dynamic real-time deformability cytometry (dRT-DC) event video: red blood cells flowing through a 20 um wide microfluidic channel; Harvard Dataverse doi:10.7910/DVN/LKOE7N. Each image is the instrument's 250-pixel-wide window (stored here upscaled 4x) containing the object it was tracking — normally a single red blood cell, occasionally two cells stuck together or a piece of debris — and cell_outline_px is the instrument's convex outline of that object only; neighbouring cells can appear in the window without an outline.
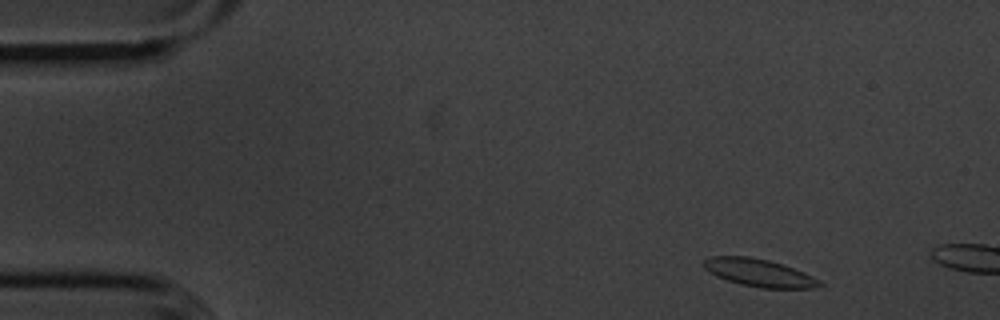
{"species": "common noctule bat (a hibernating species)", "species_latin": "Nyctalus noctula", "temperature_condition": "cold", "stored_images_in_passage": 7, "camera_frame_rate_fps": 3000, "um_per_image_px": 0.085, "animal": {"sex": "male", "body_mass_g": 20.1, "forearm_length_mm": 53.5}, "frame": {"image": 1, "passage_image": 3, "time_ms": 0.667, "image_size_px": [1000, 320], "cell_outline_px": [[824, 284], [812, 288], [760, 288], [740, 284], [716, 276], [704, 268], [704, 260], [708, 256], [748, 256], [768, 260], [804, 272], [820, 280]], "centroid_in_image_um": [64.51, 23.18], "position_along_channel_um": 20.5, "area_um2": 18.5}}